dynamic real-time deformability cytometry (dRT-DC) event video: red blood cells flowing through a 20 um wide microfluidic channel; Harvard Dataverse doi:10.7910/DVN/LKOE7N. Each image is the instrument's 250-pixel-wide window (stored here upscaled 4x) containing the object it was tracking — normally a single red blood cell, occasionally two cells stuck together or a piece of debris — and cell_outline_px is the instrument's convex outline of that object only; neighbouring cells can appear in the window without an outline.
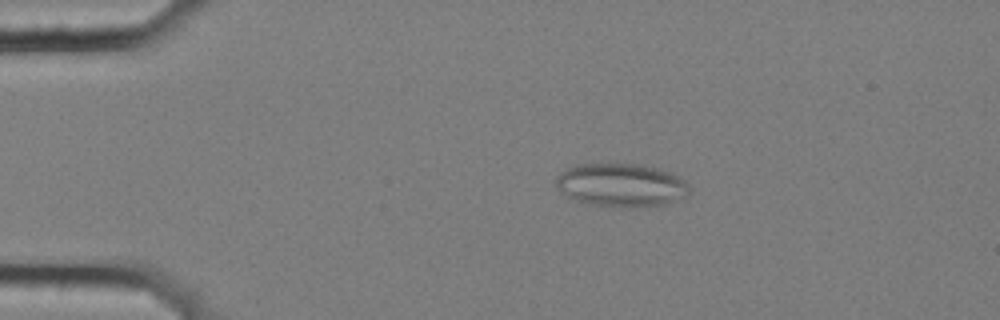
{"species": "common noctule bat (a hibernating species)", "species_latin": "Nyctalus noctula", "temperature_condition": "cold", "stored_images_in_passage": 58, "camera_frame_rate_fps": 3000, "um_per_image_px": 0.085, "animal": {"sex": "female", "body_mass_g": 25.1}, "frame": {"image": 1, "passage_image": 12, "time_ms": 3.667, "image_size_px": [1000, 320], "cell_outline_px": [[688, 196], [664, 204], [628, 208], [620, 208], [588, 204], [564, 196], [556, 188], [556, 176], [560, 172], [572, 164], [644, 164], [660, 168], [672, 172], [680, 176], [688, 184]], "centroid_in_image_um": [52.77, 15.73], "position_along_channel_um": 32.2, "area_um2": 34.39}}
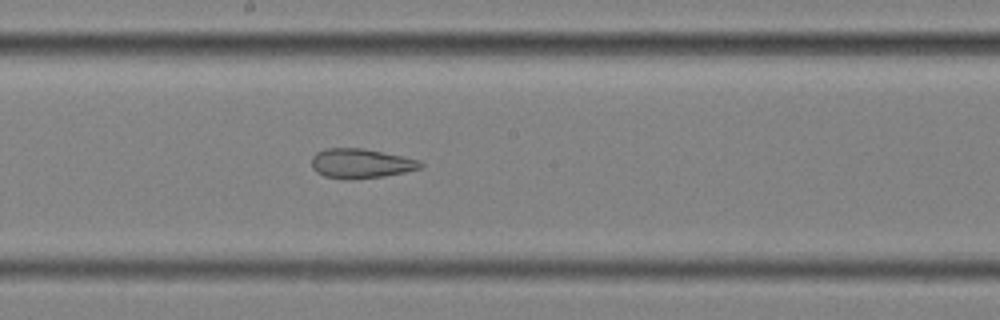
{"frame": {"image": 2, "passage_image": 32, "time_ms": 10.333, "image_size_px": [1000, 320], "cell_outline_px": [[424, 164], [420, 168], [404, 172], [384, 176], [348, 180], [344, 180], [324, 176], [316, 172], [312, 168], [312, 156], [316, 152], [324, 148], [364, 148], [420, 160]], "centroid_in_image_um": [30.64, 13.89], "position_along_channel_um": 217.6, "area_um2": 18.9}}
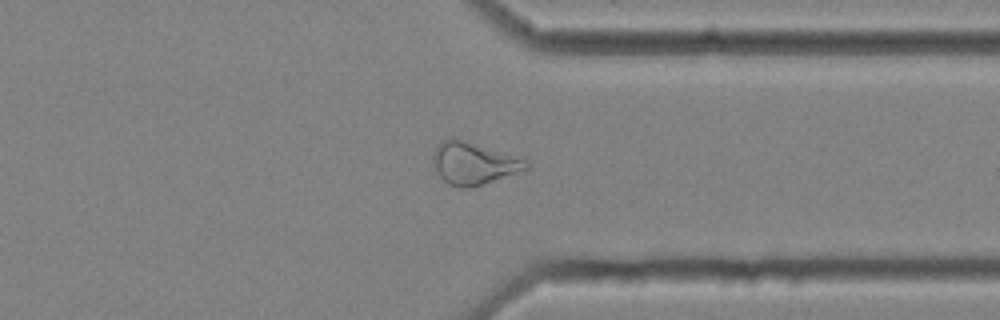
{"frame": {"image": 3, "passage_image": 45, "time_ms": 14.667, "image_size_px": [1000, 320], "cell_outline_px": [[528, 168], [468, 188], [460, 188], [448, 184], [436, 172], [432, 160], [432, 152], [436, 144], [440, 140], [448, 136], [464, 140], [524, 156], [528, 164]], "centroid_in_image_um": [40.22, 13.82], "position_along_channel_um": 371.2, "area_um2": 23.29}, "authors_computed_cell_mechanics": {"area_um2": 25.8366, "velocity_mm_per_s": 3.5518, "shape_relaxation_time_tau1_ms": null, "shape_relaxation_time_tau2_ms": 2.7997, "deformation_change_tau1": null, "deformation_change_tau2": 0.1126}}